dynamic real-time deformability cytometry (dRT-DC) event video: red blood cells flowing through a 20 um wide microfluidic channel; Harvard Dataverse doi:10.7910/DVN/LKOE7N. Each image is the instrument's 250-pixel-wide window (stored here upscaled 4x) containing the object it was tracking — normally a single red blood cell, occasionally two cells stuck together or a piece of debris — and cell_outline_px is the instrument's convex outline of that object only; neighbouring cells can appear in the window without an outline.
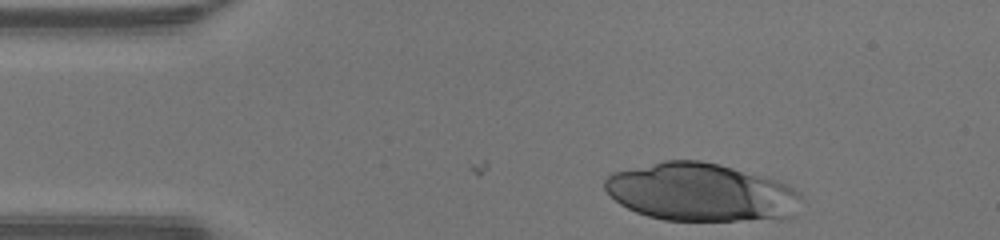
{"species": "human", "species_latin": "Homo sapiens", "temperature_condition": "warm", "stored_images_in_passage": 31, "camera_frame_rate_fps": 3000, "um_per_image_px": 0.085, "donor": {"sex": "male"}, "frame": {"image": 1, "passage_image": 1, "time_ms": 0.0, "image_size_px": [1000, 240], "cell_outline_px": [[804, 200], [792, 216], [748, 220], [664, 220], [648, 216], [636, 212], [620, 204], [604, 188], [604, 180], [612, 172], [664, 160], [700, 160], [720, 164], [764, 176], [788, 184], [800, 192], [804, 196]], "centroid_in_image_um": [59.6, 16.33], "position_along_channel_um": 25.4, "area_um2": 66.59}}